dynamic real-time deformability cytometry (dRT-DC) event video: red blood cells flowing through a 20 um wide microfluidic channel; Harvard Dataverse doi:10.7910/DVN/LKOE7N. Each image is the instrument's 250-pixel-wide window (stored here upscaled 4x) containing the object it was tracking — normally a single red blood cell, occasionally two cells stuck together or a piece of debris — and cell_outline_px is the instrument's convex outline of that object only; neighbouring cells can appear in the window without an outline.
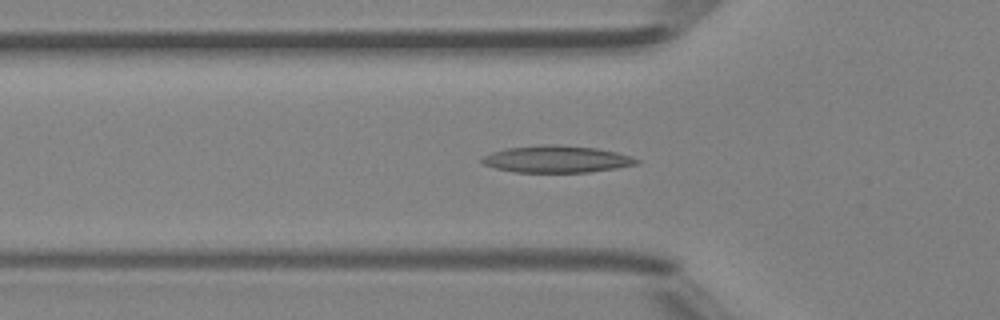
{"species": "Egyptian fruit bat (a non-hibernating species)", "species_latin": "Rousettus aegyptiacus", "temperature_condition": "room temperature", "stored_images_in_passage": 37, "camera_frame_rate_fps": 3000, "um_per_image_px": 0.085, "animal": {"sex": "female"}, "frame": {"image": 1, "passage_image": 6, "time_ms": 1.667, "image_size_px": [1000, 320], "cell_outline_px": [[640, 160], [636, 164], [616, 168], [588, 172], [516, 172], [496, 168], [484, 164], [480, 160], [484, 156], [492, 152], [504, 148], [544, 144], [556, 144], [596, 148], [616, 152]], "centroid_in_image_um": [47.28, 13.52], "position_along_channel_um": 78.5, "area_um2": 24.1}}
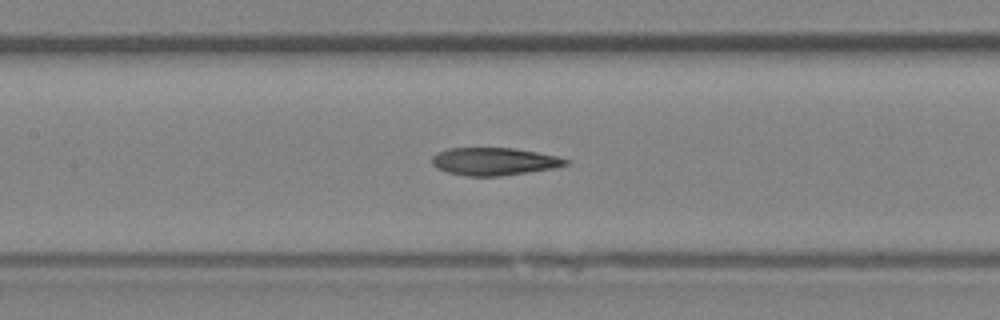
{"frame": {"image": 2, "passage_image": 12, "time_ms": 3.667, "image_size_px": [1000, 320], "cell_outline_px": [[572, 160], [568, 164], [556, 168], [500, 176], [464, 176], [448, 172], [436, 168], [432, 164], [432, 156], [436, 152], [448, 148], [516, 148], [556, 156]], "centroid_in_image_um": [42.0, 13.72], "position_along_channel_um": 165.4, "area_um2": 21.73}}
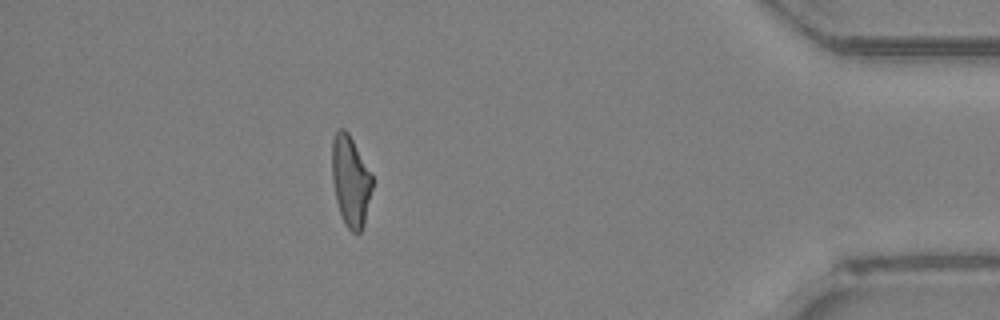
{"frame": {"image": 3, "passage_image": 32, "time_ms": 10.333, "image_size_px": [1000, 320], "cell_outline_px": [[372, 188], [364, 224], [360, 232], [352, 232], [348, 228], [340, 212], [336, 200], [332, 180], [332, 140], [336, 132], [340, 128], [344, 128], [348, 132], [372, 172]], "centroid_in_image_um": [29.8, 15.34], "position_along_channel_um": 405.4, "area_um2": 21.21}, "authors_computed_cell_mechanics": {"area_um2": 21.7906, "velocity_mm_per_s": 4.3449, "shape_relaxation_time_tau1_ms": null, "shape_relaxation_time_tau2_ms": 2.3227, "deformation_change_tau1": null, "deformation_change_tau2": 0.1175}}